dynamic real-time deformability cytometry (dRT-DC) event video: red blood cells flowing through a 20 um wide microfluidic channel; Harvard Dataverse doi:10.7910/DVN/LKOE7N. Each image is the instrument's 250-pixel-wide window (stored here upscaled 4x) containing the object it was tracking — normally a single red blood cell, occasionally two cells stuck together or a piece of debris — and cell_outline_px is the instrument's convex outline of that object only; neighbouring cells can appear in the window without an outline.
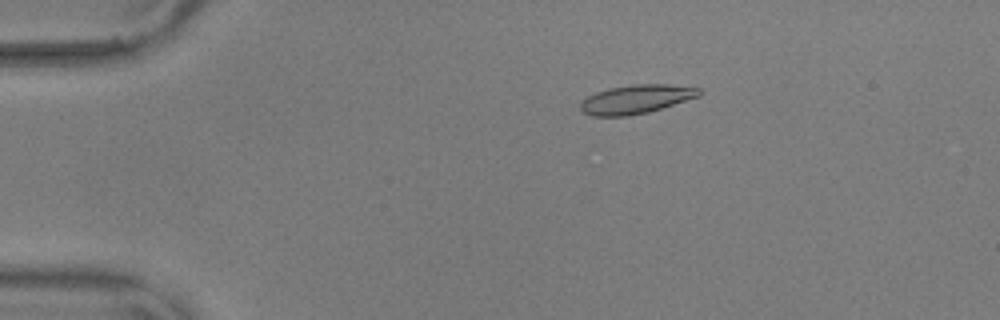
{"species": "common noctule bat (a hibernating species)", "species_latin": "Nyctalus noctula", "temperature_condition": "warm", "stored_images_in_passage": 51, "camera_frame_rate_fps": 3000, "um_per_image_px": 0.085, "animal": {"sex": "male", "body_mass_g": 17.9, "forearm_length_mm": 54.2}, "frame": {"image": 1, "passage_image": 6, "time_ms": 1.667, "image_size_px": [1000, 320], "cell_outline_px": [[704, 92], [700, 96], [648, 112], [628, 116], [592, 116], [584, 112], [580, 108], [580, 104], [588, 96], [596, 92], [608, 88], [632, 84], [668, 84], [700, 88]], "centroid_in_image_um": [54.1, 8.42], "position_along_channel_um": 30.9, "area_um2": 19.94}}
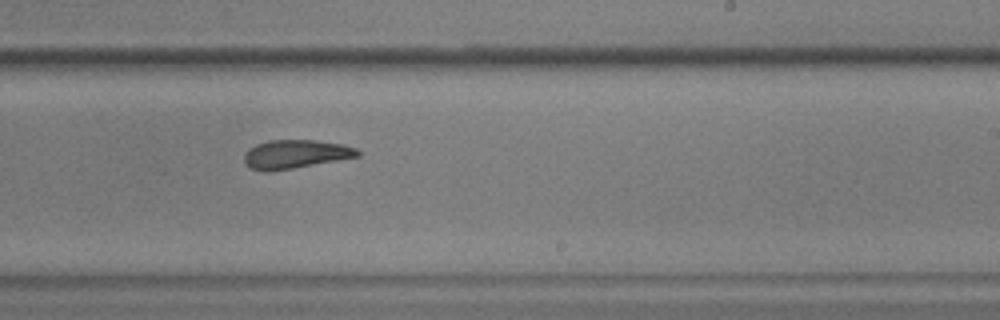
{"frame": {"image": 2, "passage_image": 30, "time_ms": 9.667, "image_size_px": [1000, 320], "cell_outline_px": [[360, 156], [272, 172], [264, 172], [252, 168], [244, 160], [244, 156], [248, 148], [256, 144], [268, 140], [316, 140], [344, 144], [356, 148], [360, 152]], "centroid_in_image_um": [25.12, 13.1], "position_along_channel_um": 263.9, "area_um2": 19.02}}
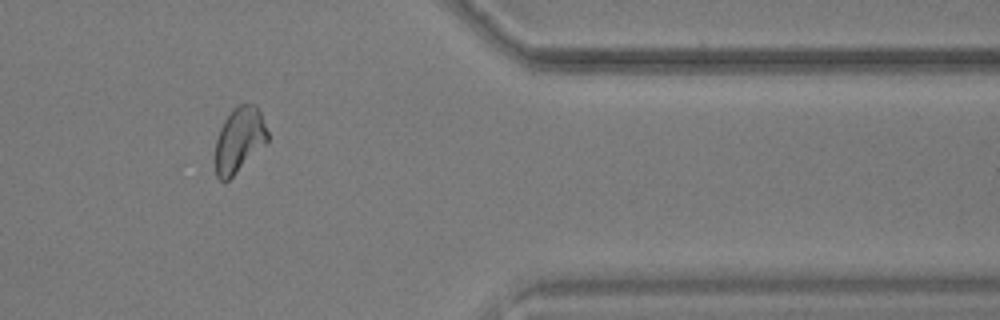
{"frame": {"image": 3, "passage_image": 42, "time_ms": 13.667, "image_size_px": [1000, 320], "cell_outline_px": [[268, 140], [228, 180], [220, 180], [216, 176], [216, 140], [220, 128], [224, 120], [240, 104], [256, 104], [260, 112], [268, 132]], "centroid_in_image_um": [20.33, 11.87], "position_along_channel_um": 391.1, "area_um2": 19.19}, "authors_computed_cell_mechanics": {"area_um2": 19.5942, "velocity_mm_per_s": 3.6302, "shape_relaxation_time_tau1_ms": null, "shape_relaxation_time_tau2_ms": 3.8918, "deformation_change_tau1": null, "deformation_change_tau2": 0.1006}}